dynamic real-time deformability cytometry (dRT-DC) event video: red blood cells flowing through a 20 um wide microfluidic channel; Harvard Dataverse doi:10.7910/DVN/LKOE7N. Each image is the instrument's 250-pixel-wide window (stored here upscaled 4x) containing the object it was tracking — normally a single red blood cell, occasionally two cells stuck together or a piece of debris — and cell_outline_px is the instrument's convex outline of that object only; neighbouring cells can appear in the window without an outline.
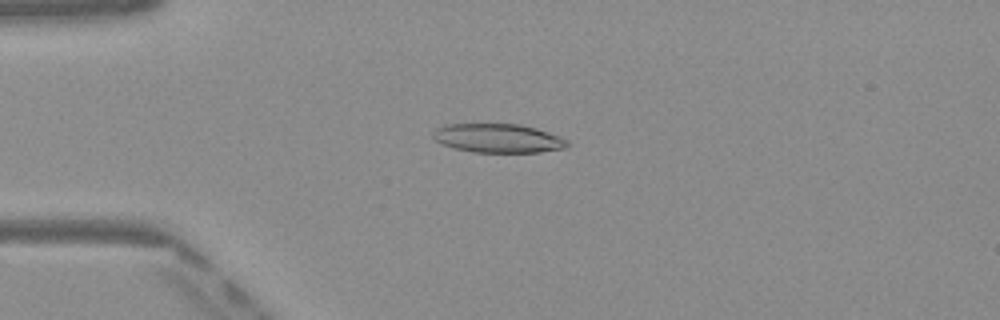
{"species": "Egyptian fruit bat (a non-hibernating species)", "species_latin": "Rousettus aegyptiacus", "temperature_condition": "warm", "stored_images_in_passage": 50, "camera_frame_rate_fps": 3000, "um_per_image_px": 0.085, "frame": {"image": 1, "passage_image": 13, "time_ms": 4.0, "image_size_px": [1000, 320], "cell_outline_px": [[568, 144], [564, 148], [540, 152], [472, 152], [440, 144], [432, 136], [432, 132], [436, 128], [444, 124], [520, 124], [536, 128], [560, 136], [568, 140]], "centroid_in_image_um": [42.31, 11.74], "position_along_channel_um": 42.7, "area_um2": 22.66}}
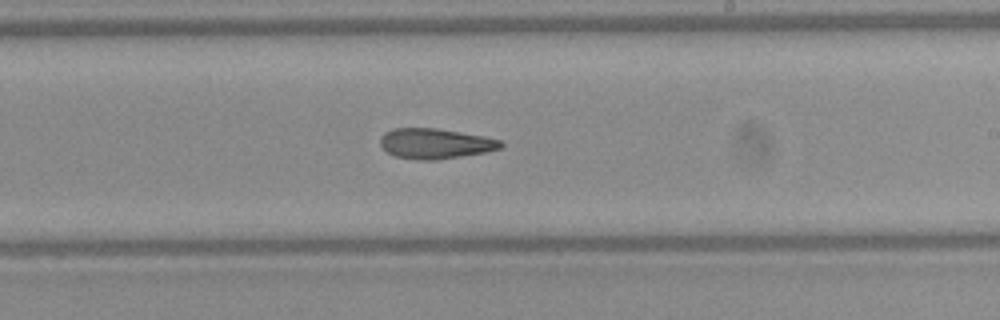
{"frame": {"image": 2, "passage_image": 30, "time_ms": 9.667, "image_size_px": [1000, 320], "cell_outline_px": [[504, 144], [500, 148], [488, 152], [436, 160], [420, 160], [396, 156], [388, 152], [380, 144], [380, 136], [384, 132], [392, 128], [436, 128], [484, 136], [504, 140]], "centroid_in_image_um": [37.03, 12.2], "position_along_channel_um": 252.0, "area_um2": 21.39}}
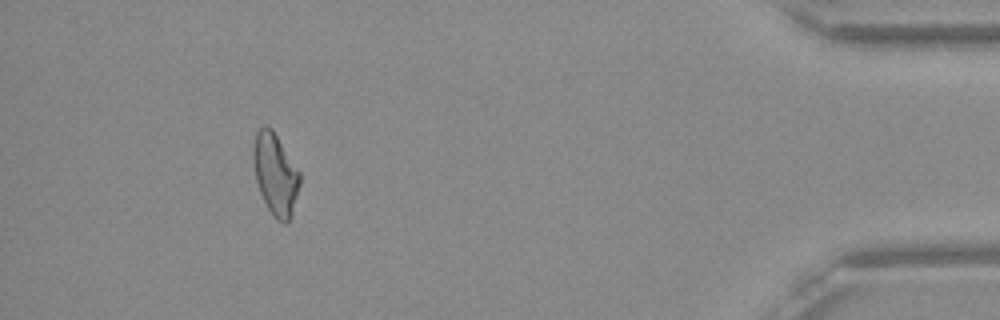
{"frame": {"image": 3, "passage_image": 46, "time_ms": 15.0, "image_size_px": [1000, 320], "cell_outline_px": [[300, 184], [292, 216], [284, 224], [276, 220], [268, 208], [260, 192], [256, 180], [252, 160], [252, 144], [256, 132], [264, 124], [272, 128], [300, 172]], "centroid_in_image_um": [23.39, 14.78], "position_along_channel_um": 411.8, "area_um2": 22.31}, "authors_computed_cell_mechanics": {"area_um2": 22.4553, "velocity_mm_per_s": 4.1059, "shape_relaxation_time_tau1_ms": null, "shape_relaxation_time_tau2_ms": 3.1364, "deformation_change_tau1": null, "deformation_change_tau2": 0.1253}}